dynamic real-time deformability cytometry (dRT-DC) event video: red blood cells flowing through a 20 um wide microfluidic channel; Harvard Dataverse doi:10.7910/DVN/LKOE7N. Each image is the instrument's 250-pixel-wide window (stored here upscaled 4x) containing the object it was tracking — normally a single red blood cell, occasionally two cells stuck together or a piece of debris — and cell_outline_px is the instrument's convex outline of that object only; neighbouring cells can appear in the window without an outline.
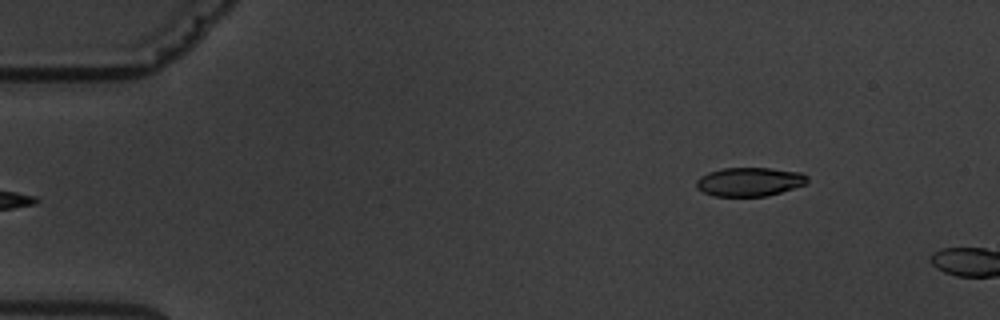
{"species": "common noctule bat (a hibernating species)", "species_latin": "Nyctalus noctula", "temperature_condition": "warm", "stored_images_in_passage": 3, "camera_frame_rate_fps": 3000, "um_per_image_px": 0.085, "animal": {"sex": "male", "body_mass_g": 19.5, "forearm_length_mm": 54.6}, "frame": {"image": 1, "passage_image": 3, "time_ms": 6.0, "image_size_px": [1000, 320], "cell_outline_px": [[808, 184], [780, 192], [764, 196], [716, 196], [704, 192], [696, 188], [696, 180], [700, 176], [708, 172], [720, 168], [772, 168], [800, 172], [808, 176]], "centroid_in_image_um": [63.71, 15.44], "position_along_channel_um": 21.3, "area_um2": 18.73}}